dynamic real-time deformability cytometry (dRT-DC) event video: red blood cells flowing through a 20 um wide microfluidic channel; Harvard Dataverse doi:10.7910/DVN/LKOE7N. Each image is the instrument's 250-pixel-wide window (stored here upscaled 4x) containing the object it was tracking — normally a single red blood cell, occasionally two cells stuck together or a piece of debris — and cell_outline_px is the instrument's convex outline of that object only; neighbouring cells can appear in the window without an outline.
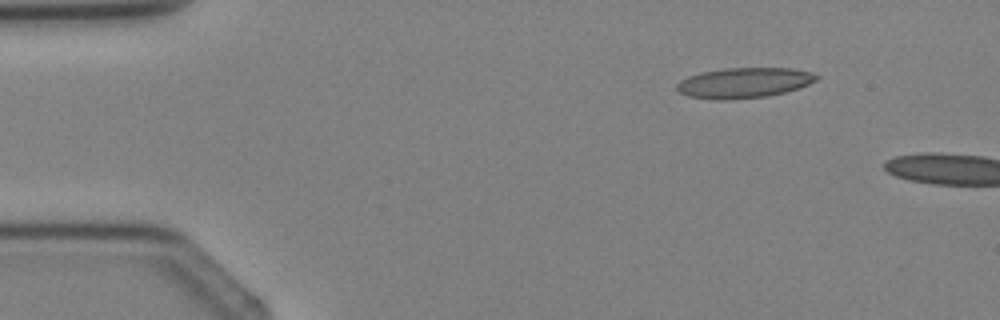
{"species": "Egyptian fruit bat (a non-hibernating species)", "species_latin": "Rousettus aegyptiacus", "temperature_condition": "cold", "stored_images_in_passage": 2, "camera_frame_rate_fps": 3000, "um_per_image_px": 0.085, "animal": {"sex": "female"}, "frame": {"image": 1, "passage_image": 1, "time_ms": 0.0, "image_size_px": [1000, 320], "cell_outline_px": [[820, 76], [816, 80], [808, 84], [784, 92], [768, 96], [724, 100], [720, 100], [688, 96], [680, 92], [676, 88], [676, 84], [680, 80], [688, 76], [700, 72], [724, 68], [792, 68], [812, 72]], "centroid_in_image_um": [63.22, 7.03], "position_along_channel_um": 21.8, "area_um2": 24.62}}